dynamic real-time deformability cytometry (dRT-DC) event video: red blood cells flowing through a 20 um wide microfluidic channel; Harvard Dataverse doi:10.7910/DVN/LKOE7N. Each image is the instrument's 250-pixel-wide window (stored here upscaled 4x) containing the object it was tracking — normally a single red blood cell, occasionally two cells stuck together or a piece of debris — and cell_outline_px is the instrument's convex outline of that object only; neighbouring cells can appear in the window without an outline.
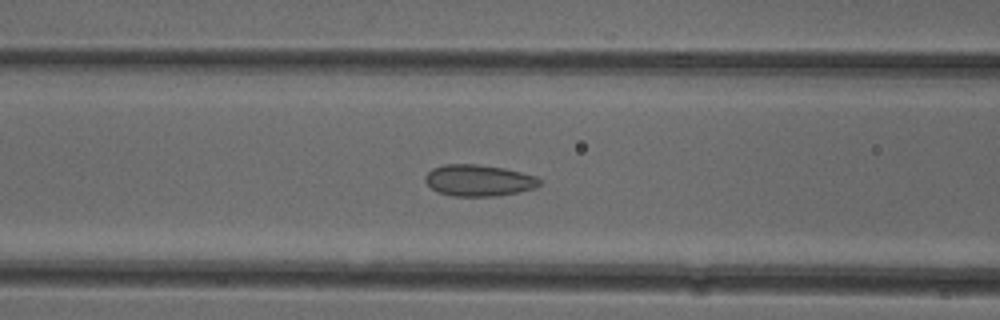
{"species": "common noctule bat (a hibernating species)", "species_latin": "Nyctalus noctula", "temperature_condition": "cold", "stored_images_in_passage": 40, "camera_frame_rate_fps": 3000, "um_per_image_px": 0.085, "animal": {"sex": "female"}, "frame": {"image": 1, "passage_image": 20, "time_ms": 6.333, "image_size_px": [1000, 320], "cell_outline_px": [[540, 184], [536, 188], [496, 196], [452, 196], [440, 192], [432, 188], [424, 180], [424, 176], [432, 168], [444, 164], [476, 164], [504, 168], [536, 176], [540, 180]], "centroid_in_image_um": [40.67, 15.33], "position_along_channel_um": 125.9, "area_um2": 20.87}}
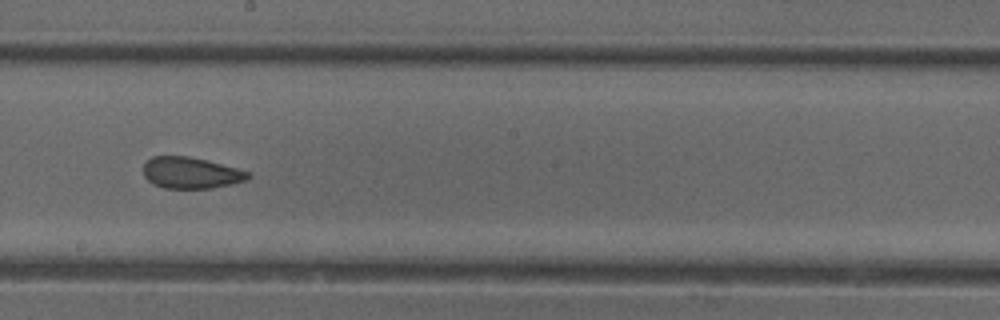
{"frame": {"image": 2, "passage_image": 28, "time_ms": 9.0, "image_size_px": [1000, 320], "cell_outline_px": [[252, 176], [248, 180], [232, 184], [212, 188], [164, 188], [152, 184], [144, 176], [144, 164], [152, 156], [188, 156], [208, 160], [236, 168], [248, 172]], "centroid_in_image_um": [16.23, 14.69], "position_along_channel_um": 232.0, "area_um2": 19.19}}
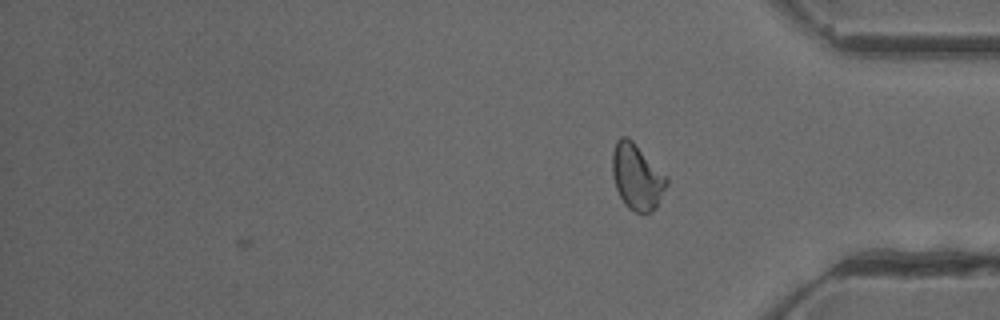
{"frame": {"image": 3, "passage_image": 40, "time_ms": 13.0, "image_size_px": [1000, 320], "cell_outline_px": [[668, 184], [656, 208], [652, 212], [636, 212], [628, 208], [624, 204], [616, 188], [612, 176], [612, 152], [616, 140], [620, 136], [628, 136], [668, 176]], "centroid_in_image_um": [54.14, 15.01], "position_along_channel_um": 381.1, "area_um2": 21.1}, "authors_computed_cell_mechanics": {"area_um2": 20.6635, "velocity_mm_per_s": 3.9731, "shape_relaxation_time_tau1_ms": null, "shape_relaxation_time_tau2_ms": 1.5823, "deformation_change_tau1": null, "deformation_change_tau2": 0.0868}}